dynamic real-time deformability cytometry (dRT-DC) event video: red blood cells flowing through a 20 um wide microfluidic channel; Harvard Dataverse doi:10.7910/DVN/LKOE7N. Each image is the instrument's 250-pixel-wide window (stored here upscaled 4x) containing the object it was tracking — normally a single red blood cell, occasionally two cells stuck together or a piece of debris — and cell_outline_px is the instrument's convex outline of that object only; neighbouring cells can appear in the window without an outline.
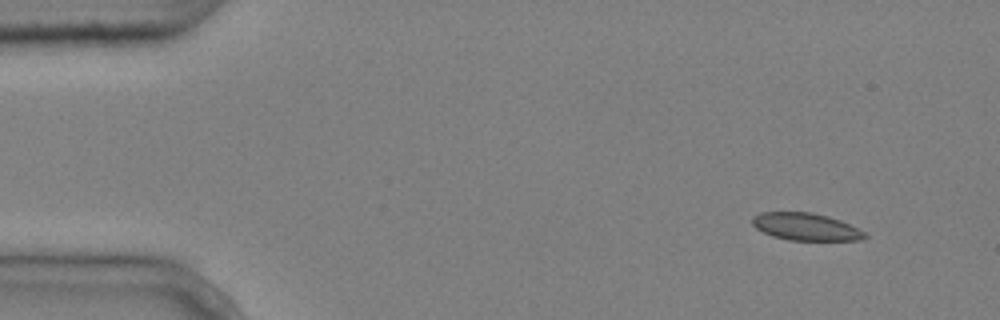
{"species": "common noctule bat (a hibernating species)", "species_latin": "Nyctalus noctula", "temperature_condition": "cold", "stored_images_in_passage": 4, "camera_frame_rate_fps": 3000, "um_per_image_px": 0.085, "animal": {"sex": "male", "body_mass_g": 20.4}, "frame": {"image": 1, "passage_image": 1, "time_ms": 0.0, "image_size_px": [1000, 320], "cell_outline_px": [[868, 236], [860, 240], [788, 240], [772, 236], [756, 228], [752, 224], [752, 216], [760, 212], [812, 212], [828, 216], [840, 220], [864, 232]], "centroid_in_image_um": [68.45, 19.27], "position_along_channel_um": 16.5, "area_um2": 17.86}}
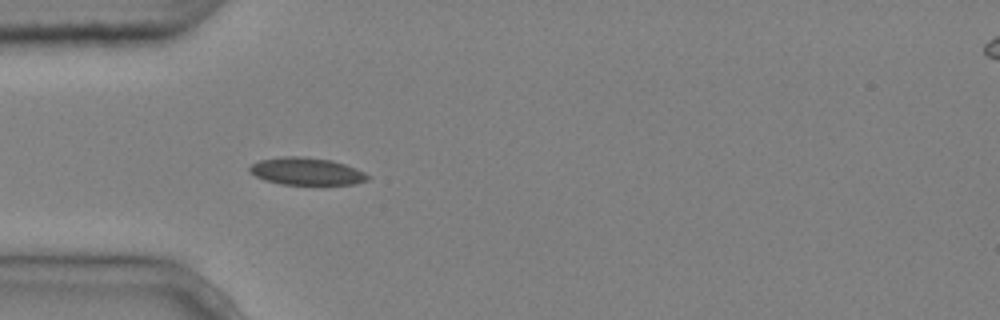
{"frame": {"image": 2, "passage_image": 4, "time_ms": 1.0, "image_size_px": [1000, 320], "cell_outline_px": [[372, 176], [368, 180], [356, 184], [280, 184], [264, 180], [256, 176], [248, 168], [252, 164], [260, 160], [280, 156], [304, 156], [332, 160], [356, 168]], "centroid_in_image_um": [26.08, 14.55], "position_along_channel_um": 58.9, "area_um2": 18.9}}